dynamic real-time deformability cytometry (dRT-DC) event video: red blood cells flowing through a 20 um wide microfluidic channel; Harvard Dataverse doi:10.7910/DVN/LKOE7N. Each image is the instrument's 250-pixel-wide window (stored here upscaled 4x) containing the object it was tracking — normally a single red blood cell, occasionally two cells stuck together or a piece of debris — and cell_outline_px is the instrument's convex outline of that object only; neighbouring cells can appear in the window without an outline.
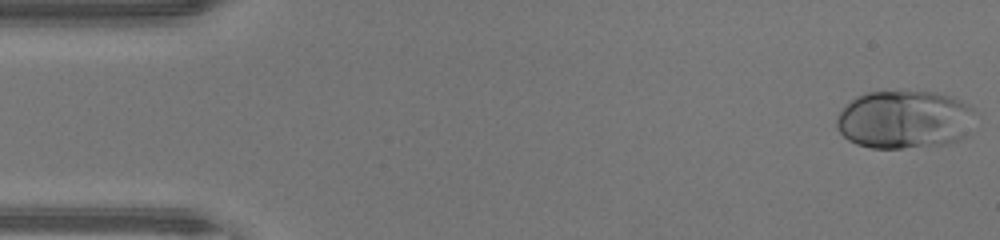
{"species": "human", "species_latin": "Homo sapiens", "temperature_condition": "warm", "stored_images_in_passage": 46, "camera_frame_rate_fps": 3000, "um_per_image_px": 0.085, "donor": {"sex": "male"}, "frame": {"image": 1, "passage_image": 1, "time_ms": 0.0, "image_size_px": [1000, 240], "cell_outline_px": [[972, 108], [964, 136], [960, 140], [944, 144], [904, 148], [872, 148], [856, 144], [848, 140], [836, 128], [836, 116], [856, 96], [868, 92], [904, 88], [936, 92], [952, 96], [960, 100]], "centroid_in_image_um": [76.8, 10.12], "position_along_channel_um": 8.2, "area_um2": 47.34}}
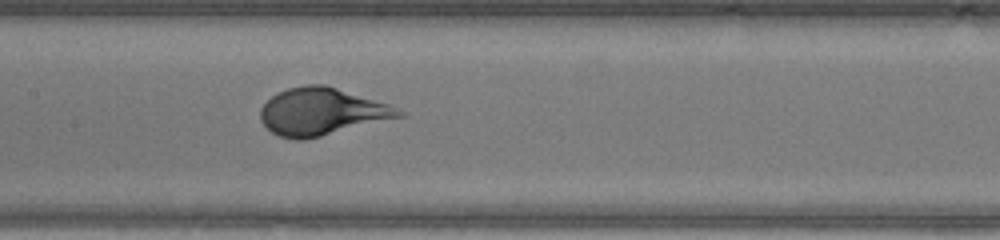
{"frame": {"image": 2, "passage_image": 22, "time_ms": 7.0, "image_size_px": [1000, 240], "cell_outline_px": [[404, 116], [304, 140], [296, 140], [280, 136], [272, 132], [260, 120], [260, 108], [276, 92], [288, 88], [304, 84], [324, 84], [388, 104], [404, 112]], "centroid_in_image_um": [27.31, 9.48], "position_along_channel_um": 180.1, "area_um2": 37.8}}
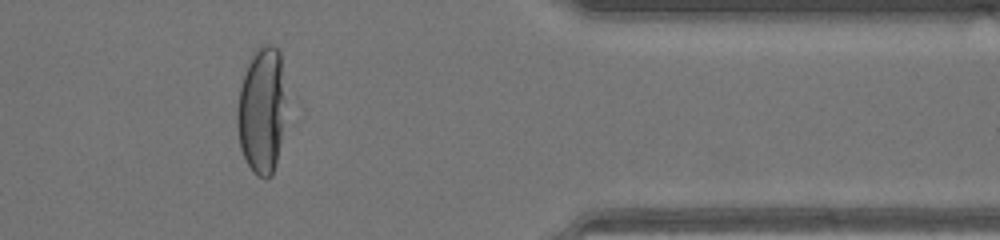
{"frame": {"image": 3, "passage_image": 38, "time_ms": 12.333, "image_size_px": [1000, 240], "cell_outline_px": [[284, 100], [280, 140], [276, 164], [272, 176], [264, 180], [252, 172], [240, 148], [236, 124], [236, 112], [240, 88], [244, 72], [252, 52], [260, 44], [272, 44], [280, 52]], "centroid_in_image_um": [22.2, 9.38], "position_along_channel_um": 389.2, "area_um2": 35.78}, "authors_computed_cell_mechanics": {"area_um2": 39.7953, "velocity_mm_per_s": 4.3679, "shape_relaxation_time_tau1_ms": 2.8071, "shape_relaxation_time_tau2_ms": null, "deformation_change_tau1": 0.2057, "deformation_change_tau2": null}}